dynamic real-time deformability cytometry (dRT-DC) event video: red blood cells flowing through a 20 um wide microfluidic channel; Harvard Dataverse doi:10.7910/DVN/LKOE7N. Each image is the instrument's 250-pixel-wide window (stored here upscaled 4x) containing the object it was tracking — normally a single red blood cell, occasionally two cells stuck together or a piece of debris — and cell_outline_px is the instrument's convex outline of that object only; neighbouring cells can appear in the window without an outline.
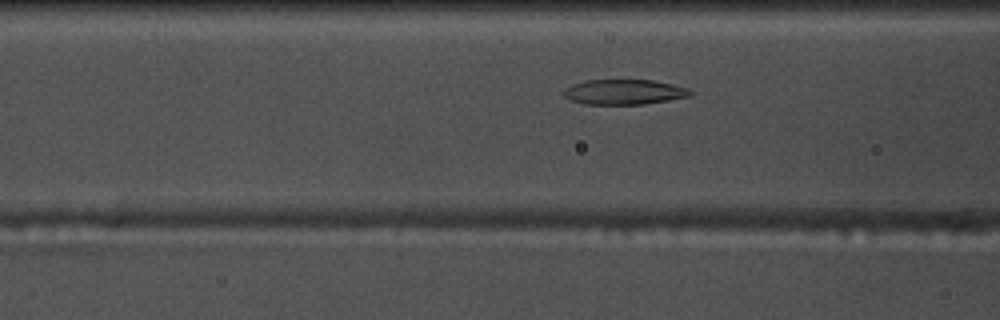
{"species": "common noctule bat (a hibernating species)", "species_latin": "Nyctalus noctula", "temperature_condition": "warm", "stored_images_in_passage": 35, "camera_frame_rate_fps": 3000, "um_per_image_px": 0.085, "animal": {"sex": "male", "body_mass_g": 17.5, "forearm_length_mm": 52.3}, "frame": {"image": 1, "passage_image": 9, "time_ms": 2.667, "image_size_px": [1000, 320], "cell_outline_px": [[692, 96], [644, 104], [584, 104], [572, 100], [564, 96], [560, 92], [564, 88], [572, 84], [584, 80], [652, 80], [672, 84], [688, 88], [692, 92]], "centroid_in_image_um": [53.02, 7.81], "position_along_channel_um": 113.6, "area_um2": 18.61}}
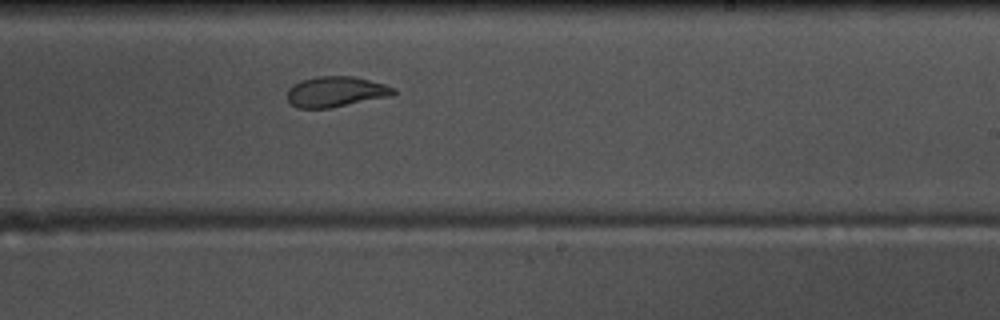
{"frame": {"image": 2, "passage_image": 21, "time_ms": 6.667, "image_size_px": [1000, 320], "cell_outline_px": [[396, 92], [392, 96], [328, 108], [296, 108], [288, 100], [288, 88], [292, 84], [300, 80], [316, 76], [352, 76], [384, 84], [396, 88]], "centroid_in_image_um": [28.53, 7.79], "position_along_channel_um": 260.5, "area_um2": 18.9}}
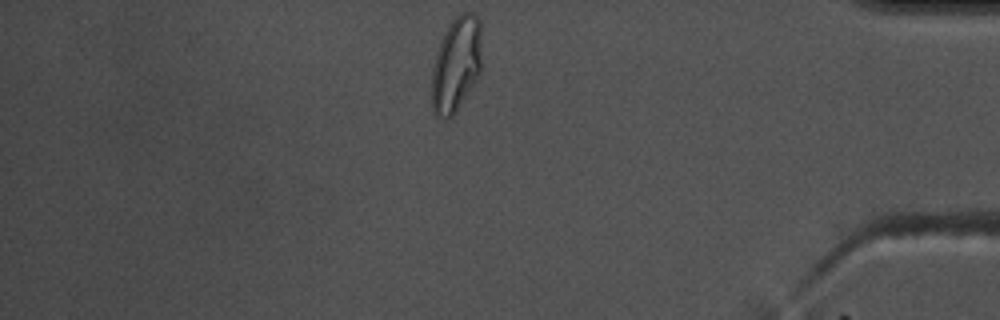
{"frame": {"image": 3, "passage_image": 35, "time_ms": 11.333, "image_size_px": [1000, 320], "cell_outline_px": [[480, 72], [476, 80], [456, 112], [448, 120], [436, 116], [432, 112], [432, 68], [436, 52], [444, 32], [448, 24], [460, 12], [472, 12], [480, 20]], "centroid_in_image_um": [38.75, 5.48], "position_along_channel_um": 396.4, "area_um2": 27.8}, "authors_computed_cell_mechanics": {"area_um2": 19.5364, "velocity_mm_per_s": 3.6831, "shape_relaxation_time_tau1_ms": 7.0444, "shape_relaxation_time_tau2_ms": 1.9153, "deformation_change_tau1": 0.2363, "deformation_change_tau2": 0.0792}}